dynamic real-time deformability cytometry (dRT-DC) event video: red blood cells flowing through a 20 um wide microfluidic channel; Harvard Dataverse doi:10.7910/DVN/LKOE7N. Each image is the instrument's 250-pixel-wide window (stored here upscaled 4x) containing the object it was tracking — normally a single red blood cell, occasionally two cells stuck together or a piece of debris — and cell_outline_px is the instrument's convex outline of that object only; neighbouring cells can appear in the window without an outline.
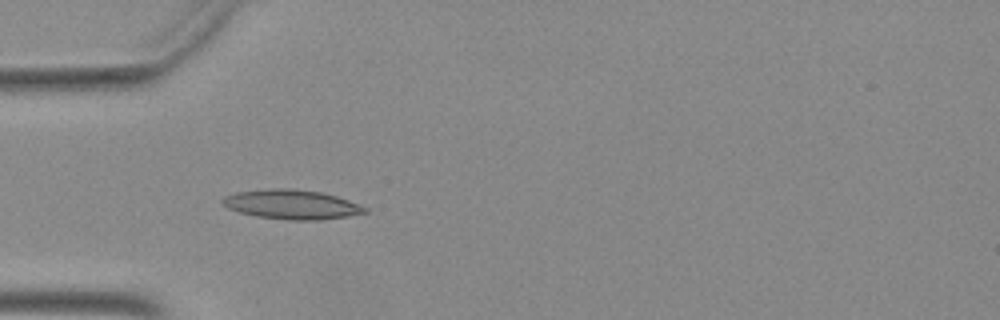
{"species": "Egyptian fruit bat (a non-hibernating species)", "species_latin": "Rousettus aegyptiacus", "temperature_condition": "warm", "stored_images_in_passage": 36, "camera_frame_rate_fps": 3000, "um_per_image_px": 0.085, "animal": {"sex": "female"}, "frame": {"image": 1, "passage_image": 1, "time_ms": 0.0, "image_size_px": [1000, 320], "cell_outline_px": [[368, 212], [348, 216], [320, 220], [288, 220], [256, 216], [240, 212], [228, 208], [220, 204], [220, 200], [224, 196], [236, 192], [272, 188], [288, 188], [320, 192], [336, 196], [348, 200], [368, 208]], "centroid_in_image_um": [24.76, 17.38], "position_along_channel_um": 60.2, "area_um2": 24.45}}
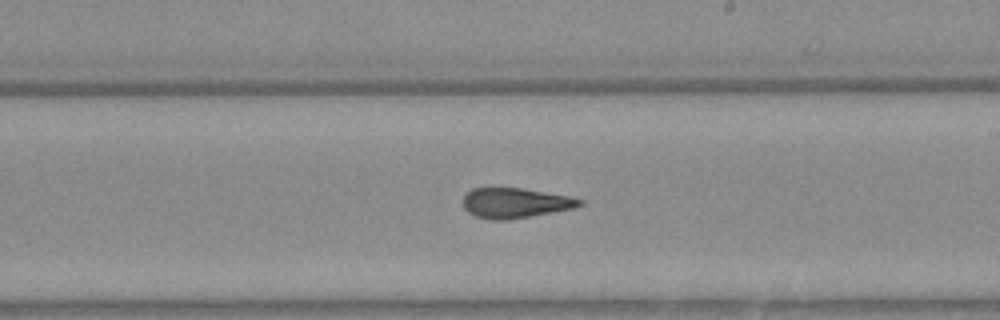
{"frame": {"image": 2, "passage_image": 15, "time_ms": 4.667, "image_size_px": [1000, 320], "cell_outline_px": [[584, 204], [572, 208], [552, 212], [508, 220], [492, 220], [476, 216], [468, 212], [464, 208], [464, 196], [472, 188], [524, 188], [568, 196], [584, 200]], "centroid_in_image_um": [43.79, 17.25], "position_along_channel_um": 245.2, "area_um2": 20.29}}
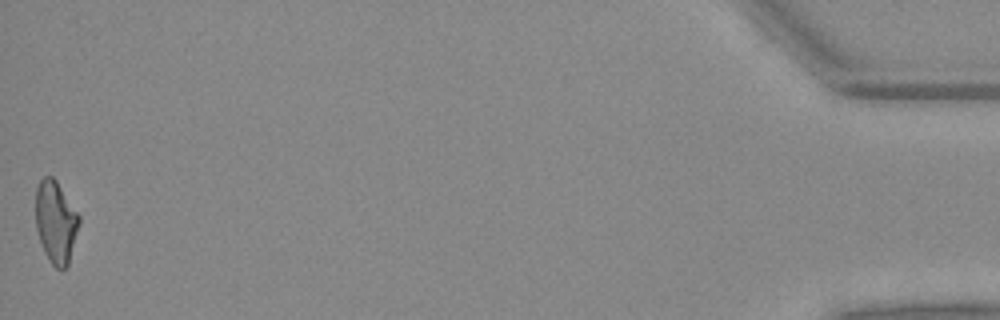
{"frame": {"image": 3, "passage_image": 36, "time_ms": 11.667, "image_size_px": [1000, 320], "cell_outline_px": [[80, 224], [68, 264], [64, 268], [56, 268], [52, 264], [44, 252], [36, 228], [36, 188], [40, 180], [44, 176], [52, 176], [56, 180], [80, 216]], "centroid_in_image_um": [4.74, 18.85], "position_along_channel_um": 430.5, "area_um2": 20.69}}